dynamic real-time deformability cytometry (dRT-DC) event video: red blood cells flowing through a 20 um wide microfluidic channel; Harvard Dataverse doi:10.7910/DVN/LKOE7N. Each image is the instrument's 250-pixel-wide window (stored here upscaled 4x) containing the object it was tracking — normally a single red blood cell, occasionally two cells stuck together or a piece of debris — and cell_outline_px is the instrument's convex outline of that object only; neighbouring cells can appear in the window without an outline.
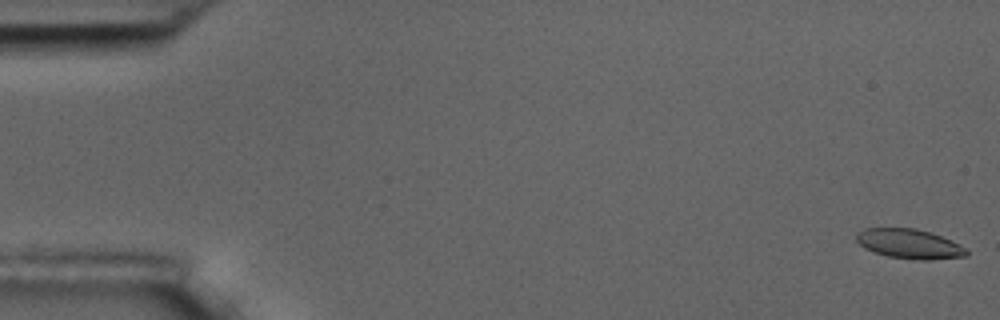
{"species": "common noctule bat (a hibernating species)", "species_latin": "Nyctalus noctula", "temperature_condition": "room temperature", "stored_images_in_passage": 4, "camera_frame_rate_fps": 3000, "um_per_image_px": 0.085, "animal": {"sex": "male", "body_mass_g": 17.5, "forearm_length_mm": 52.3}, "frame": {"image": 1, "passage_image": 1, "time_ms": 0.0, "image_size_px": [1000, 320], "cell_outline_px": [[968, 256], [928, 260], [920, 260], [888, 256], [864, 248], [856, 240], [856, 232], [864, 228], [916, 228], [952, 240], [960, 244], [968, 252]], "centroid_in_image_um": [77.29, 20.72], "position_along_channel_um": 7.7, "area_um2": 18.9}}